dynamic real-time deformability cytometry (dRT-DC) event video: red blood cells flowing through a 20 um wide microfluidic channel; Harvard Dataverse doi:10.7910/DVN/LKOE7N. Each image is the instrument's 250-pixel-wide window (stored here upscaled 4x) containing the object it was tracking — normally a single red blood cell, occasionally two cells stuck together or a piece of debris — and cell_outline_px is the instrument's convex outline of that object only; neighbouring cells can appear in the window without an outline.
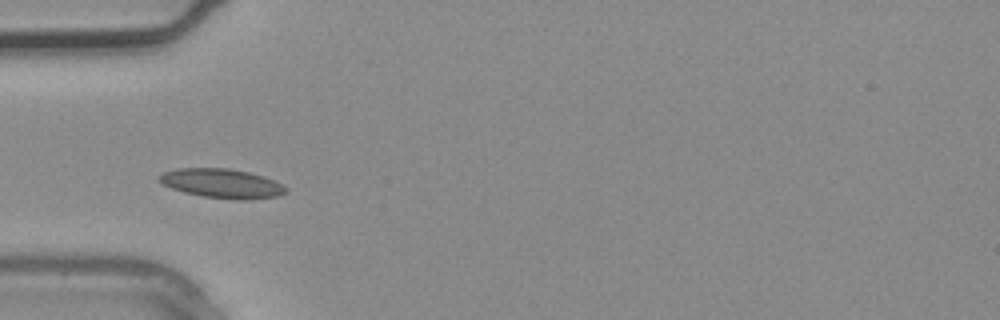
{"species": "common noctule bat (a hibernating species)", "species_latin": "Nyctalus noctula", "temperature_condition": "warm", "stored_images_in_passage": 5, "camera_frame_rate_fps": 3000, "um_per_image_px": 0.085, "animal": {"sex": "male", "body_mass_g": 20.4}, "frame": {"image": 1, "passage_image": 5, "time_ms": 1.333, "image_size_px": [1000, 320], "cell_outline_px": [[288, 192], [276, 196], [244, 200], [236, 200], [204, 196], [184, 192], [172, 188], [156, 180], [156, 176], [164, 172], [176, 168], [228, 168], [248, 172], [264, 176], [288, 188]], "centroid_in_image_um": [18.83, 15.58], "position_along_channel_um": 66.2, "area_um2": 21.56}}